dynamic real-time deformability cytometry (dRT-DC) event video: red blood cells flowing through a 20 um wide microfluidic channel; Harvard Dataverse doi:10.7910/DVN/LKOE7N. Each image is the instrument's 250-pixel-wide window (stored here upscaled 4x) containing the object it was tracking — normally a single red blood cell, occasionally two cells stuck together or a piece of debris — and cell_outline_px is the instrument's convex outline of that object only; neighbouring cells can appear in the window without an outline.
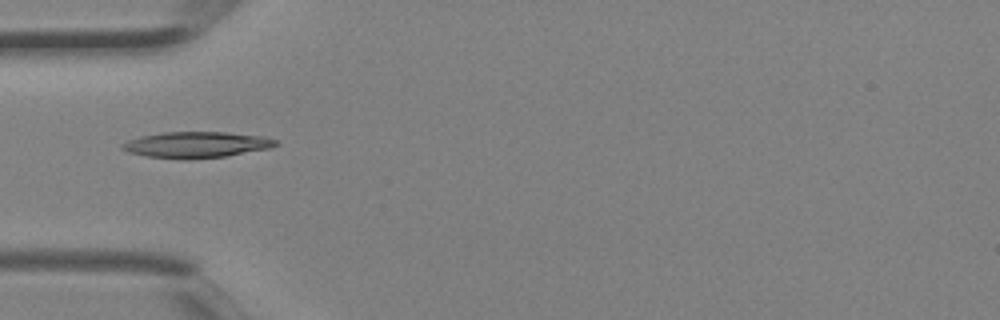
{"species": "Egyptian fruit bat (a non-hibernating species)", "species_latin": "Rousettus aegyptiacus", "temperature_condition": "room temperature", "stored_images_in_passage": 2, "camera_frame_rate_fps": 3000, "um_per_image_px": 0.085, "animal": {"sex": "female"}, "frame": {"image": 1, "passage_image": 2, "time_ms": 0.333, "image_size_px": [1000, 320], "cell_outline_px": [[280, 144], [272, 148], [224, 156], [188, 160], [184, 160], [148, 156], [128, 152], [120, 148], [120, 144], [128, 140], [140, 136], [164, 132], [224, 132], [264, 136], [276, 140]], "centroid_in_image_um": [16.69, 12.3], "position_along_channel_um": 68.3, "area_um2": 23.47}}